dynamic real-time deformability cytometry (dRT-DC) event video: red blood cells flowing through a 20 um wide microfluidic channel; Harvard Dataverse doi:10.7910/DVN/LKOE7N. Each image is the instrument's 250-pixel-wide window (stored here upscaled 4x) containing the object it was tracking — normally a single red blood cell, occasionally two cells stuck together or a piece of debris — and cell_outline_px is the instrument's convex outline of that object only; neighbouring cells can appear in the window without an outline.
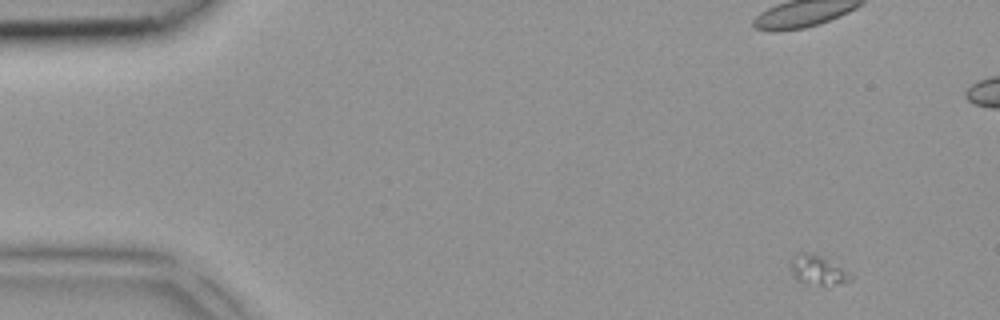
{"species": "common noctule bat (a hibernating species)", "species_latin": "Nyctalus noctula", "temperature_condition": "room temperature", "stored_images_in_passage": 3, "camera_frame_rate_fps": 3000, "um_per_image_px": 0.085, "animal": {"sex": "female", "body_mass_g": 18.4}, "frame": {"image": 1, "passage_image": 1, "time_ms": 0.0, "image_size_px": [1000, 320], "cell_outline_px": [[856, 276], [852, 280], [840, 284], [820, 284], [796, 280], [792, 272], [792, 256], [800, 252], [808, 252], [820, 256], [852, 272]], "centroid_in_image_um": [69.6, 22.95], "position_along_channel_um": 15.4, "area_um2": 10.17}}